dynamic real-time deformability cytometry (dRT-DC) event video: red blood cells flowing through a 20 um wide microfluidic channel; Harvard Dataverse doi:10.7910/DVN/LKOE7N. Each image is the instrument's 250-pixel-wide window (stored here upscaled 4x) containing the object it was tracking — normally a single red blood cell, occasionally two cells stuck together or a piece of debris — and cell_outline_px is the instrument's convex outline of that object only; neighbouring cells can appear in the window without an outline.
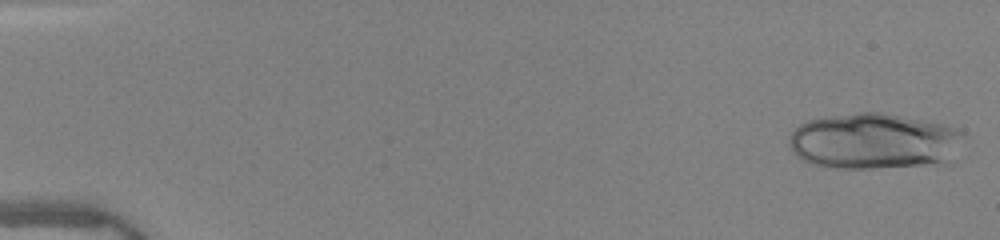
{"species": "human", "species_latin": "Homo sapiens", "temperature_condition": "warm", "stored_images_in_passage": 49, "camera_frame_rate_fps": 3000, "um_per_image_px": 0.085, "donor": {"sex": "female"}, "frame": {"image": 1, "passage_image": 1, "time_ms": 0.0, "image_size_px": [1000, 240], "cell_outline_px": [[964, 132], [944, 160], [924, 164], [872, 168], [836, 168], [808, 164], [796, 156], [792, 152], [788, 144], [788, 136], [800, 124], [808, 120], [832, 116], [860, 112], [880, 112], [940, 124]], "centroid_in_image_um": [74.07, 11.99], "position_along_channel_um": 10.9, "area_um2": 55.37}}